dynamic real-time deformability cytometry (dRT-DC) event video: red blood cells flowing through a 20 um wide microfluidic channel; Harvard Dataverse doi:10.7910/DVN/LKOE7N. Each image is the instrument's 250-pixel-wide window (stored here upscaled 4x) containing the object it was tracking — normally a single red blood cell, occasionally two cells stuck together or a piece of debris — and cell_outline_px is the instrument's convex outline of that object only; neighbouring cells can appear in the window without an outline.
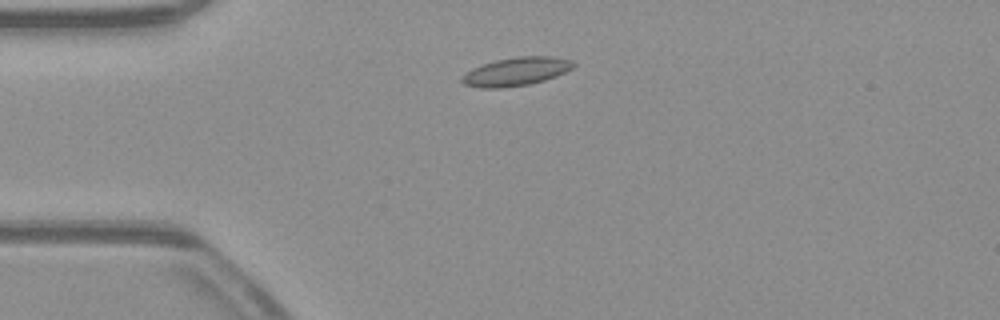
{"species": "common noctule bat (a hibernating species)", "species_latin": "Nyctalus noctula", "temperature_condition": "warm", "stored_images_in_passage": 46, "camera_frame_rate_fps": 3000, "um_per_image_px": 0.085, "animal": {"sex": "male", "body_mass_g": 23.1, "forearm_length_mm": 52.7}, "frame": {"image": 1, "passage_image": 7, "time_ms": 2.0, "image_size_px": [1000, 320], "cell_outline_px": [[576, 64], [572, 68], [556, 76], [544, 80], [528, 84], [504, 88], [480, 88], [464, 84], [460, 80], [460, 76], [464, 72], [480, 64], [496, 60], [516, 56], [556, 56], [572, 60]], "centroid_in_image_um": [43.83, 6.07], "position_along_channel_um": 41.2, "area_um2": 18.73}}
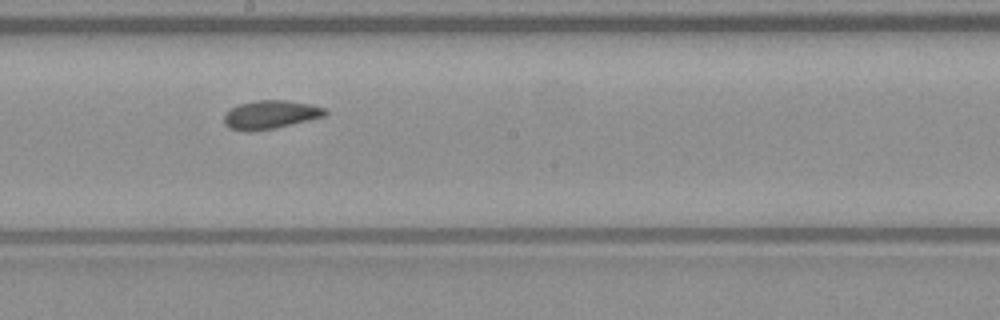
{"frame": {"image": 2, "passage_image": 23, "time_ms": 7.333, "image_size_px": [1000, 320], "cell_outline_px": [[328, 112], [324, 116], [276, 128], [252, 132], [248, 132], [228, 128], [224, 124], [224, 116], [232, 108], [240, 104], [256, 100], [284, 100], [308, 104], [324, 108]], "centroid_in_image_um": [22.95, 9.76], "position_along_channel_um": 225.2, "area_um2": 16.65}}
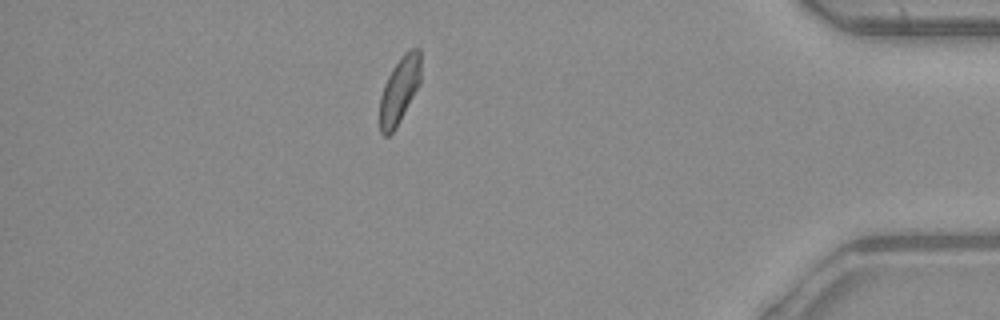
{"frame": {"image": 3, "passage_image": 40, "time_ms": 13.0, "image_size_px": [1000, 320], "cell_outline_px": [[420, 84], [396, 128], [388, 136], [384, 136], [380, 132], [380, 96], [384, 84], [392, 68], [400, 56], [404, 52], [412, 48], [420, 48]], "centroid_in_image_um": [33.95, 7.65], "position_along_channel_um": 401.3, "area_um2": 16.01}, "authors_computed_cell_mechanics": {"area_um2": 16.6753, "velocity_mm_per_s": 3.9051, "shape_relaxation_time_tau1_ms": 10.0301, "shape_relaxation_time_tau2_ms": 2.7624, "deformation_change_tau1": 0.1642, "deformation_change_tau2": 0.0736}}